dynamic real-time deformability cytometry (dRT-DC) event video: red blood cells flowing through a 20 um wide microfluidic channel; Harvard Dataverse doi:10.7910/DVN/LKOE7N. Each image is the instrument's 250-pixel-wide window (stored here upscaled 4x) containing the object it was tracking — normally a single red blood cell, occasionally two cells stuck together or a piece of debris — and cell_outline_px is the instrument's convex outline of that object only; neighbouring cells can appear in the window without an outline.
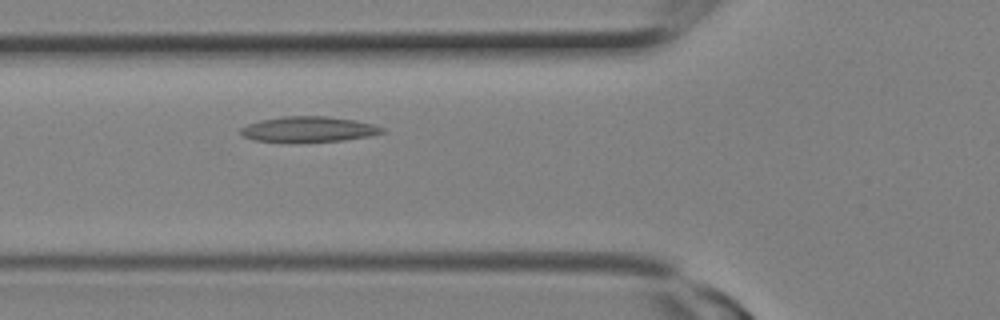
{"species": "Egyptian fruit bat (a non-hibernating species)", "species_latin": "Rousettus aegyptiacus", "temperature_condition": "room temperature", "stored_images_in_passage": 5, "camera_frame_rate_fps": 3000, "um_per_image_px": 0.085, "animal": {"sex": "female"}, "frame": {"image": 1, "passage_image": 5, "time_ms": 1.333, "image_size_px": [1000, 320], "cell_outline_px": [[384, 132], [368, 136], [344, 140], [252, 140], [244, 136], [240, 132], [240, 128], [248, 124], [260, 120], [284, 116], [328, 116], [356, 120], [372, 124], [384, 128]], "centroid_in_image_um": [26.25, 10.95], "position_along_channel_um": 99.6, "area_um2": 20.23}}